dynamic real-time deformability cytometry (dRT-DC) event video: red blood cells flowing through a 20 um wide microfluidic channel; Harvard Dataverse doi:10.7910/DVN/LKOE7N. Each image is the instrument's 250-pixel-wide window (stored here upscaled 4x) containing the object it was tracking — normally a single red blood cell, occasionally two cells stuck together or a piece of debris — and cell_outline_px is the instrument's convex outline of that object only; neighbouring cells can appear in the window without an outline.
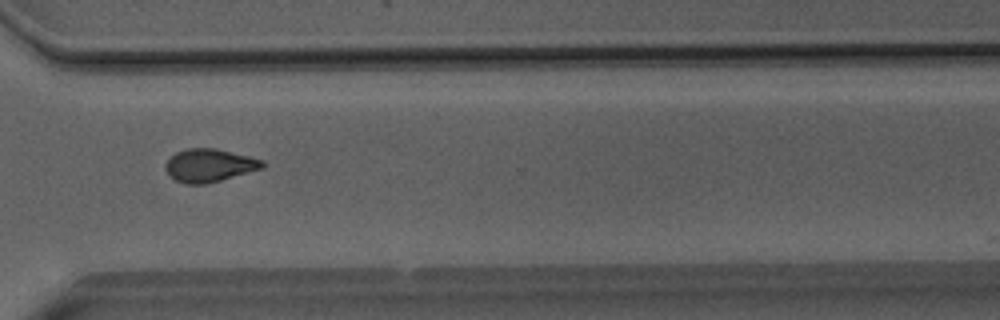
{"species": "Egyptian fruit bat (a non-hibernating species)", "species_latin": "Rousettus aegyptiacus", "temperature_condition": "room temperature", "stored_images_in_passage": 49, "camera_frame_rate_fps": 3000, "um_per_image_px": 0.085, "animal": {"sex": "male"}, "frame": {"image": 1, "passage_image": 36, "time_ms": 11.667, "image_size_px": [1000, 320], "cell_outline_px": [[268, 164], [264, 168], [220, 180], [204, 184], [184, 184], [176, 180], [164, 168], [168, 160], [176, 152], [188, 148], [216, 148], [264, 160]], "centroid_in_image_um": [17.84, 14.05], "position_along_channel_um": 352.8, "area_um2": 18.55}}
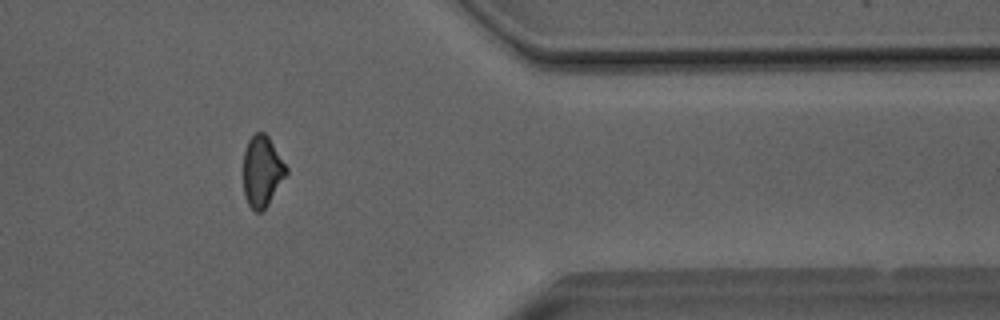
{"frame": {"image": 2, "passage_image": 40, "time_ms": 13.0, "image_size_px": [1000, 320], "cell_outline_px": [[288, 172], [268, 204], [260, 212], [256, 212], [248, 204], [244, 196], [244, 152], [248, 140], [256, 132], [264, 132], [268, 136], [288, 168]], "centroid_in_image_um": [22.27, 14.55], "position_along_channel_um": 389.1, "area_um2": 17.57}}
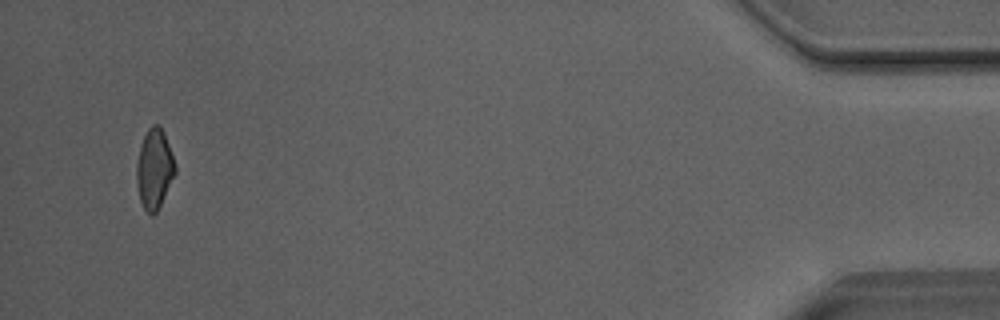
{"frame": {"image": 3, "passage_image": 47, "time_ms": 15.333, "image_size_px": [1000, 320], "cell_outline_px": [[176, 172], [156, 212], [152, 216], [144, 208], [140, 200], [136, 180], [136, 164], [140, 148], [144, 136], [148, 128], [152, 124], [160, 124], [164, 132], [176, 168]], "centroid_in_image_um": [13.11, 14.33], "position_along_channel_um": 422.1, "area_um2": 17.63}, "authors_computed_cell_mechanics": {"area_um2": 18.496, "velocity_mm_per_s": 4.0688, "shape_relaxation_time_tau1_ms": 7.1219, "shape_relaxation_time_tau2_ms": 3.2262, "deformation_change_tau1": 0.1621, "deformation_change_tau2": 0.0947}}